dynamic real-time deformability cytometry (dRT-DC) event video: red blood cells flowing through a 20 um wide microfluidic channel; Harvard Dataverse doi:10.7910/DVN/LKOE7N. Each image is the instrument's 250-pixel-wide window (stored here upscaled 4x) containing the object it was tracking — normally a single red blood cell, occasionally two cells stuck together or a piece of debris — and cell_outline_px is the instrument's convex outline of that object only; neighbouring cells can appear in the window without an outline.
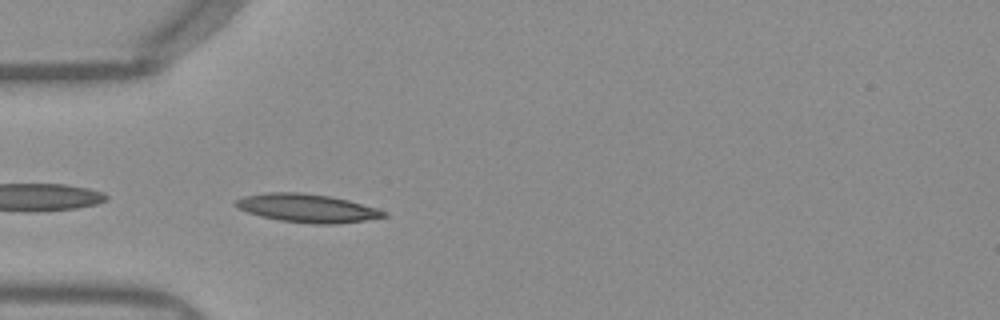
{"species": "Egyptian fruit bat (a non-hibernating species)", "species_latin": "Rousettus aegyptiacus", "temperature_condition": "warm", "stored_images_in_passage": 23, "camera_frame_rate_fps": 3000, "um_per_image_px": 0.085, "frame": {"image": 1, "passage_image": 1, "time_ms": 0.0, "image_size_px": [1000, 320], "cell_outline_px": [[388, 216], [364, 220], [336, 224], [312, 224], [280, 220], [260, 216], [248, 212], [232, 204], [232, 200], [244, 196], [264, 192], [304, 192], [332, 196], [348, 200], [376, 208], [388, 212]], "centroid_in_image_um": [26.08, 17.68], "position_along_channel_um": 58.9, "area_um2": 24.68}}
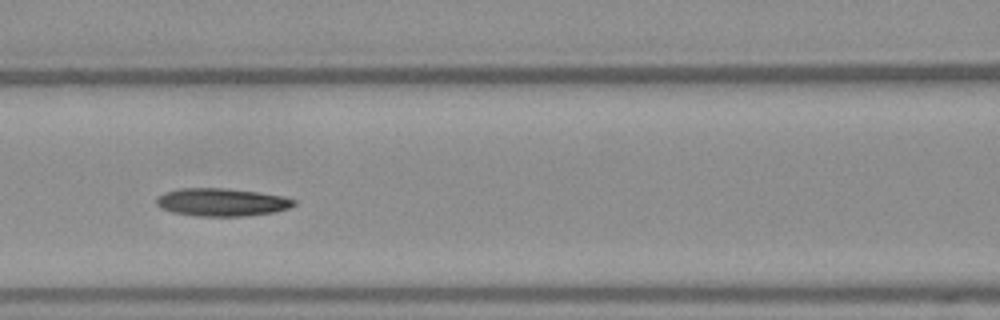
{"frame": {"image": 2, "passage_image": 8, "time_ms": 2.333, "image_size_px": [1000, 320], "cell_outline_px": [[296, 204], [288, 208], [276, 212], [244, 216], [196, 216], [172, 212], [160, 208], [156, 204], [156, 200], [164, 192], [180, 188], [224, 188], [260, 192], [284, 196], [296, 200]], "centroid_in_image_um": [18.86, 17.18], "position_along_channel_um": 147.7, "area_um2": 22.48}}
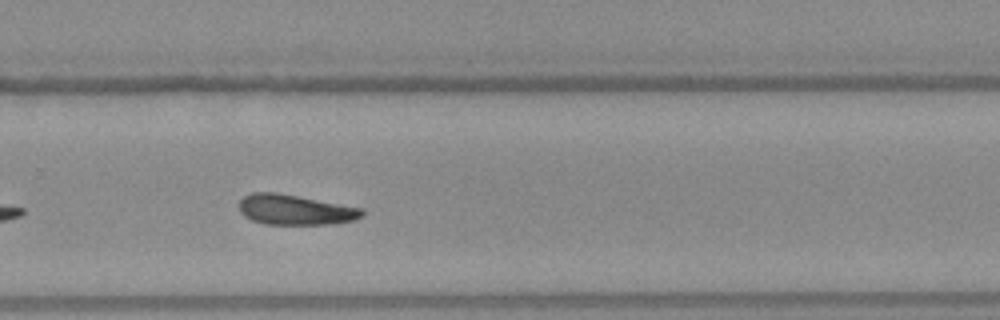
{"frame": {"image": 3, "passage_image": 20, "time_ms": 6.333, "image_size_px": [1000, 320], "cell_outline_px": [[364, 216], [356, 220], [332, 224], [264, 224], [252, 220], [244, 216], [240, 212], [240, 200], [244, 196], [252, 192], [276, 192], [364, 208]], "centroid_in_image_um": [25.12, 17.83], "position_along_channel_um": 304.7, "area_um2": 21.79}}